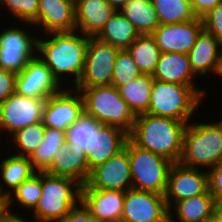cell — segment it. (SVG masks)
Instances as JSON below:
<instances>
[{
	"label": "cell",
	"instance_id": "6da1fadb",
	"mask_svg": "<svg viewBox=\"0 0 222 222\" xmlns=\"http://www.w3.org/2000/svg\"><path fill=\"white\" fill-rule=\"evenodd\" d=\"M77 33V30L52 32L45 34L49 35L46 37L47 39L37 35V56L50 68L61 85H64L65 83L62 81L67 79L73 82L71 86L74 87L84 70L86 49L90 37ZM67 76L70 78L68 79Z\"/></svg>",
	"mask_w": 222,
	"mask_h": 222
},
{
	"label": "cell",
	"instance_id": "7a4b0ae2",
	"mask_svg": "<svg viewBox=\"0 0 222 222\" xmlns=\"http://www.w3.org/2000/svg\"><path fill=\"white\" fill-rule=\"evenodd\" d=\"M186 122L148 113L136 116L129 138L139 147L179 163Z\"/></svg>",
	"mask_w": 222,
	"mask_h": 222
},
{
	"label": "cell",
	"instance_id": "3957f363",
	"mask_svg": "<svg viewBox=\"0 0 222 222\" xmlns=\"http://www.w3.org/2000/svg\"><path fill=\"white\" fill-rule=\"evenodd\" d=\"M222 162V119L213 123L187 124L179 163L185 167L209 170Z\"/></svg>",
	"mask_w": 222,
	"mask_h": 222
},
{
	"label": "cell",
	"instance_id": "277c9868",
	"mask_svg": "<svg viewBox=\"0 0 222 222\" xmlns=\"http://www.w3.org/2000/svg\"><path fill=\"white\" fill-rule=\"evenodd\" d=\"M75 179L41 171V198L32 211L35 222H60L81 201Z\"/></svg>",
	"mask_w": 222,
	"mask_h": 222
},
{
	"label": "cell",
	"instance_id": "5b68a950",
	"mask_svg": "<svg viewBox=\"0 0 222 222\" xmlns=\"http://www.w3.org/2000/svg\"><path fill=\"white\" fill-rule=\"evenodd\" d=\"M77 89L83 99L84 113L99 123L115 126L130 134L136 116L113 85L94 86Z\"/></svg>",
	"mask_w": 222,
	"mask_h": 222
},
{
	"label": "cell",
	"instance_id": "8992f818",
	"mask_svg": "<svg viewBox=\"0 0 222 222\" xmlns=\"http://www.w3.org/2000/svg\"><path fill=\"white\" fill-rule=\"evenodd\" d=\"M202 99L191 86L154 80L147 113L188 124Z\"/></svg>",
	"mask_w": 222,
	"mask_h": 222
},
{
	"label": "cell",
	"instance_id": "52a82bcc",
	"mask_svg": "<svg viewBox=\"0 0 222 222\" xmlns=\"http://www.w3.org/2000/svg\"><path fill=\"white\" fill-rule=\"evenodd\" d=\"M132 188L165 195L168 172L173 164L169 159L137 146L127 140Z\"/></svg>",
	"mask_w": 222,
	"mask_h": 222
},
{
	"label": "cell",
	"instance_id": "ba28073f",
	"mask_svg": "<svg viewBox=\"0 0 222 222\" xmlns=\"http://www.w3.org/2000/svg\"><path fill=\"white\" fill-rule=\"evenodd\" d=\"M119 48L90 37L86 49L84 70L73 88L111 85Z\"/></svg>",
	"mask_w": 222,
	"mask_h": 222
},
{
	"label": "cell",
	"instance_id": "9c48e42d",
	"mask_svg": "<svg viewBox=\"0 0 222 222\" xmlns=\"http://www.w3.org/2000/svg\"><path fill=\"white\" fill-rule=\"evenodd\" d=\"M17 27H6L0 32V68L16 74L37 56L38 39L36 35L29 34L25 27L19 28V24Z\"/></svg>",
	"mask_w": 222,
	"mask_h": 222
},
{
	"label": "cell",
	"instance_id": "30bf717a",
	"mask_svg": "<svg viewBox=\"0 0 222 222\" xmlns=\"http://www.w3.org/2000/svg\"><path fill=\"white\" fill-rule=\"evenodd\" d=\"M45 102L46 99L26 97L14 92L0 104V135L4 133L5 136L7 132V136H12L22 128L42 121Z\"/></svg>",
	"mask_w": 222,
	"mask_h": 222
},
{
	"label": "cell",
	"instance_id": "8fae6325",
	"mask_svg": "<svg viewBox=\"0 0 222 222\" xmlns=\"http://www.w3.org/2000/svg\"><path fill=\"white\" fill-rule=\"evenodd\" d=\"M63 89L46 99L42 122L45 127L67 131L84 113L83 99L80 92L71 87ZM65 88V89H64ZM74 89V90H73Z\"/></svg>",
	"mask_w": 222,
	"mask_h": 222
},
{
	"label": "cell",
	"instance_id": "7c38bea8",
	"mask_svg": "<svg viewBox=\"0 0 222 222\" xmlns=\"http://www.w3.org/2000/svg\"><path fill=\"white\" fill-rule=\"evenodd\" d=\"M200 169L185 167L180 163L171 165L164 195L169 211L177 202L199 196L208 190L207 170L203 172Z\"/></svg>",
	"mask_w": 222,
	"mask_h": 222
},
{
	"label": "cell",
	"instance_id": "4fadbf2b",
	"mask_svg": "<svg viewBox=\"0 0 222 222\" xmlns=\"http://www.w3.org/2000/svg\"><path fill=\"white\" fill-rule=\"evenodd\" d=\"M62 86L50 68L36 56L16 75L15 92L26 97L47 99L60 92Z\"/></svg>",
	"mask_w": 222,
	"mask_h": 222
},
{
	"label": "cell",
	"instance_id": "5bb4252c",
	"mask_svg": "<svg viewBox=\"0 0 222 222\" xmlns=\"http://www.w3.org/2000/svg\"><path fill=\"white\" fill-rule=\"evenodd\" d=\"M86 185L92 189L123 192L132 188L127 141L121 151L91 170Z\"/></svg>",
	"mask_w": 222,
	"mask_h": 222
},
{
	"label": "cell",
	"instance_id": "9a60e30c",
	"mask_svg": "<svg viewBox=\"0 0 222 222\" xmlns=\"http://www.w3.org/2000/svg\"><path fill=\"white\" fill-rule=\"evenodd\" d=\"M168 213L164 195L133 188L125 192L121 222H160Z\"/></svg>",
	"mask_w": 222,
	"mask_h": 222
},
{
	"label": "cell",
	"instance_id": "2e32d148",
	"mask_svg": "<svg viewBox=\"0 0 222 222\" xmlns=\"http://www.w3.org/2000/svg\"><path fill=\"white\" fill-rule=\"evenodd\" d=\"M204 30L202 18L183 23L159 25L151 34L161 53L188 54Z\"/></svg>",
	"mask_w": 222,
	"mask_h": 222
},
{
	"label": "cell",
	"instance_id": "e0dca14e",
	"mask_svg": "<svg viewBox=\"0 0 222 222\" xmlns=\"http://www.w3.org/2000/svg\"><path fill=\"white\" fill-rule=\"evenodd\" d=\"M125 192L81 186V202L96 222H121Z\"/></svg>",
	"mask_w": 222,
	"mask_h": 222
},
{
	"label": "cell",
	"instance_id": "ac0fdd59",
	"mask_svg": "<svg viewBox=\"0 0 222 222\" xmlns=\"http://www.w3.org/2000/svg\"><path fill=\"white\" fill-rule=\"evenodd\" d=\"M32 26H42L43 35L76 30L75 4L69 0H39L37 21Z\"/></svg>",
	"mask_w": 222,
	"mask_h": 222
},
{
	"label": "cell",
	"instance_id": "d6986e66",
	"mask_svg": "<svg viewBox=\"0 0 222 222\" xmlns=\"http://www.w3.org/2000/svg\"><path fill=\"white\" fill-rule=\"evenodd\" d=\"M45 172L75 179L81 185L86 184L91 173L86 152L79 146L68 142L58 149Z\"/></svg>",
	"mask_w": 222,
	"mask_h": 222
},
{
	"label": "cell",
	"instance_id": "ffe728a7",
	"mask_svg": "<svg viewBox=\"0 0 222 222\" xmlns=\"http://www.w3.org/2000/svg\"><path fill=\"white\" fill-rule=\"evenodd\" d=\"M152 77L162 82L191 86L203 99L207 96L205 90L194 85L197 76L191 69L188 54L161 53Z\"/></svg>",
	"mask_w": 222,
	"mask_h": 222
},
{
	"label": "cell",
	"instance_id": "44dd1931",
	"mask_svg": "<svg viewBox=\"0 0 222 222\" xmlns=\"http://www.w3.org/2000/svg\"><path fill=\"white\" fill-rule=\"evenodd\" d=\"M129 138V134L115 126L103 125L93 134L91 148L86 151L89 170L105 163L121 151Z\"/></svg>",
	"mask_w": 222,
	"mask_h": 222
},
{
	"label": "cell",
	"instance_id": "7402d4cb",
	"mask_svg": "<svg viewBox=\"0 0 222 222\" xmlns=\"http://www.w3.org/2000/svg\"><path fill=\"white\" fill-rule=\"evenodd\" d=\"M75 9L76 30L89 37H96L117 12L107 0H81Z\"/></svg>",
	"mask_w": 222,
	"mask_h": 222
},
{
	"label": "cell",
	"instance_id": "603a6c76",
	"mask_svg": "<svg viewBox=\"0 0 222 222\" xmlns=\"http://www.w3.org/2000/svg\"><path fill=\"white\" fill-rule=\"evenodd\" d=\"M221 53L222 42L203 30L188 53L194 74L208 79V73H216Z\"/></svg>",
	"mask_w": 222,
	"mask_h": 222
},
{
	"label": "cell",
	"instance_id": "cb8c5ba5",
	"mask_svg": "<svg viewBox=\"0 0 222 222\" xmlns=\"http://www.w3.org/2000/svg\"><path fill=\"white\" fill-rule=\"evenodd\" d=\"M5 158H1L2 161L0 162V182H3L0 183V193L6 199L22 182L29 179L36 171L32 167L28 157L12 154L11 156L7 155Z\"/></svg>",
	"mask_w": 222,
	"mask_h": 222
},
{
	"label": "cell",
	"instance_id": "d4e9b609",
	"mask_svg": "<svg viewBox=\"0 0 222 222\" xmlns=\"http://www.w3.org/2000/svg\"><path fill=\"white\" fill-rule=\"evenodd\" d=\"M173 214L178 222H211L216 211V202L207 190L204 194L181 200L174 205Z\"/></svg>",
	"mask_w": 222,
	"mask_h": 222
},
{
	"label": "cell",
	"instance_id": "484cf974",
	"mask_svg": "<svg viewBox=\"0 0 222 222\" xmlns=\"http://www.w3.org/2000/svg\"><path fill=\"white\" fill-rule=\"evenodd\" d=\"M153 81L152 75L141 74L129 83L118 87L120 96L135 116L148 112Z\"/></svg>",
	"mask_w": 222,
	"mask_h": 222
},
{
	"label": "cell",
	"instance_id": "4316f807",
	"mask_svg": "<svg viewBox=\"0 0 222 222\" xmlns=\"http://www.w3.org/2000/svg\"><path fill=\"white\" fill-rule=\"evenodd\" d=\"M140 34L136 28L117 11L96 36L101 42L111 44L120 50L127 49Z\"/></svg>",
	"mask_w": 222,
	"mask_h": 222
},
{
	"label": "cell",
	"instance_id": "83f0119b",
	"mask_svg": "<svg viewBox=\"0 0 222 222\" xmlns=\"http://www.w3.org/2000/svg\"><path fill=\"white\" fill-rule=\"evenodd\" d=\"M119 12L140 35H151L160 25L151 0H129Z\"/></svg>",
	"mask_w": 222,
	"mask_h": 222
},
{
	"label": "cell",
	"instance_id": "f1b7e54d",
	"mask_svg": "<svg viewBox=\"0 0 222 222\" xmlns=\"http://www.w3.org/2000/svg\"><path fill=\"white\" fill-rule=\"evenodd\" d=\"M65 142V131L46 127L41 145L28 157L34 170L36 172L45 171Z\"/></svg>",
	"mask_w": 222,
	"mask_h": 222
},
{
	"label": "cell",
	"instance_id": "f546056e",
	"mask_svg": "<svg viewBox=\"0 0 222 222\" xmlns=\"http://www.w3.org/2000/svg\"><path fill=\"white\" fill-rule=\"evenodd\" d=\"M127 50L142 74L153 75L159 62L161 51L152 35H140Z\"/></svg>",
	"mask_w": 222,
	"mask_h": 222
},
{
	"label": "cell",
	"instance_id": "4dcf8cb0",
	"mask_svg": "<svg viewBox=\"0 0 222 222\" xmlns=\"http://www.w3.org/2000/svg\"><path fill=\"white\" fill-rule=\"evenodd\" d=\"M160 25L192 21L197 18L189 0H151Z\"/></svg>",
	"mask_w": 222,
	"mask_h": 222
},
{
	"label": "cell",
	"instance_id": "1f68e13d",
	"mask_svg": "<svg viewBox=\"0 0 222 222\" xmlns=\"http://www.w3.org/2000/svg\"><path fill=\"white\" fill-rule=\"evenodd\" d=\"M14 193V194H13ZM41 198V171L33 174L29 179L22 182L6 198V211L11 210L12 204H19L23 209L33 211ZM17 201V202H15ZM10 208V209H9Z\"/></svg>",
	"mask_w": 222,
	"mask_h": 222
},
{
	"label": "cell",
	"instance_id": "d6a6232c",
	"mask_svg": "<svg viewBox=\"0 0 222 222\" xmlns=\"http://www.w3.org/2000/svg\"><path fill=\"white\" fill-rule=\"evenodd\" d=\"M103 126L96 119L83 113L79 119L67 128L66 142L79 146L84 152L91 148L93 134Z\"/></svg>",
	"mask_w": 222,
	"mask_h": 222
},
{
	"label": "cell",
	"instance_id": "836d02e7",
	"mask_svg": "<svg viewBox=\"0 0 222 222\" xmlns=\"http://www.w3.org/2000/svg\"><path fill=\"white\" fill-rule=\"evenodd\" d=\"M46 127L42 121L31 124L18 130L12 136L9 135L10 143L17 148V156L29 157L42 143Z\"/></svg>",
	"mask_w": 222,
	"mask_h": 222
},
{
	"label": "cell",
	"instance_id": "e575fe53",
	"mask_svg": "<svg viewBox=\"0 0 222 222\" xmlns=\"http://www.w3.org/2000/svg\"><path fill=\"white\" fill-rule=\"evenodd\" d=\"M141 74L142 72L134 62L128 50H119L113 69L111 85L118 88L119 86L134 80Z\"/></svg>",
	"mask_w": 222,
	"mask_h": 222
},
{
	"label": "cell",
	"instance_id": "d590c367",
	"mask_svg": "<svg viewBox=\"0 0 222 222\" xmlns=\"http://www.w3.org/2000/svg\"><path fill=\"white\" fill-rule=\"evenodd\" d=\"M5 5L8 13H12L23 26L33 25L37 21L39 0H0Z\"/></svg>",
	"mask_w": 222,
	"mask_h": 222
},
{
	"label": "cell",
	"instance_id": "8d00e7d4",
	"mask_svg": "<svg viewBox=\"0 0 222 222\" xmlns=\"http://www.w3.org/2000/svg\"><path fill=\"white\" fill-rule=\"evenodd\" d=\"M204 30L222 42V2L202 17Z\"/></svg>",
	"mask_w": 222,
	"mask_h": 222
},
{
	"label": "cell",
	"instance_id": "74e56055",
	"mask_svg": "<svg viewBox=\"0 0 222 222\" xmlns=\"http://www.w3.org/2000/svg\"><path fill=\"white\" fill-rule=\"evenodd\" d=\"M208 190L215 202L222 200V162L210 168L208 171Z\"/></svg>",
	"mask_w": 222,
	"mask_h": 222
},
{
	"label": "cell",
	"instance_id": "f35d334b",
	"mask_svg": "<svg viewBox=\"0 0 222 222\" xmlns=\"http://www.w3.org/2000/svg\"><path fill=\"white\" fill-rule=\"evenodd\" d=\"M16 73L0 68V104L15 92Z\"/></svg>",
	"mask_w": 222,
	"mask_h": 222
},
{
	"label": "cell",
	"instance_id": "ab89813d",
	"mask_svg": "<svg viewBox=\"0 0 222 222\" xmlns=\"http://www.w3.org/2000/svg\"><path fill=\"white\" fill-rule=\"evenodd\" d=\"M60 222H96V220L80 201Z\"/></svg>",
	"mask_w": 222,
	"mask_h": 222
},
{
	"label": "cell",
	"instance_id": "60d3db41",
	"mask_svg": "<svg viewBox=\"0 0 222 222\" xmlns=\"http://www.w3.org/2000/svg\"><path fill=\"white\" fill-rule=\"evenodd\" d=\"M194 14L202 18L204 17L213 7L222 2V0H189Z\"/></svg>",
	"mask_w": 222,
	"mask_h": 222
},
{
	"label": "cell",
	"instance_id": "b9f144b4",
	"mask_svg": "<svg viewBox=\"0 0 222 222\" xmlns=\"http://www.w3.org/2000/svg\"><path fill=\"white\" fill-rule=\"evenodd\" d=\"M16 212L4 211L0 215V222H30L24 219L23 217H20L19 214H15Z\"/></svg>",
	"mask_w": 222,
	"mask_h": 222
},
{
	"label": "cell",
	"instance_id": "7bdbcfd3",
	"mask_svg": "<svg viewBox=\"0 0 222 222\" xmlns=\"http://www.w3.org/2000/svg\"><path fill=\"white\" fill-rule=\"evenodd\" d=\"M107 2L116 10L120 11L129 0H107Z\"/></svg>",
	"mask_w": 222,
	"mask_h": 222
},
{
	"label": "cell",
	"instance_id": "ee69618b",
	"mask_svg": "<svg viewBox=\"0 0 222 222\" xmlns=\"http://www.w3.org/2000/svg\"><path fill=\"white\" fill-rule=\"evenodd\" d=\"M172 210L169 211V213L160 221V222H178L174 219L172 216Z\"/></svg>",
	"mask_w": 222,
	"mask_h": 222
},
{
	"label": "cell",
	"instance_id": "f6af8a7d",
	"mask_svg": "<svg viewBox=\"0 0 222 222\" xmlns=\"http://www.w3.org/2000/svg\"><path fill=\"white\" fill-rule=\"evenodd\" d=\"M215 74L219 75L222 78V53H221V56H220V59H219V62H218V67H217V70H216Z\"/></svg>",
	"mask_w": 222,
	"mask_h": 222
},
{
	"label": "cell",
	"instance_id": "bcb514c9",
	"mask_svg": "<svg viewBox=\"0 0 222 222\" xmlns=\"http://www.w3.org/2000/svg\"><path fill=\"white\" fill-rule=\"evenodd\" d=\"M211 222H222V215L215 211Z\"/></svg>",
	"mask_w": 222,
	"mask_h": 222
},
{
	"label": "cell",
	"instance_id": "7dc6e473",
	"mask_svg": "<svg viewBox=\"0 0 222 222\" xmlns=\"http://www.w3.org/2000/svg\"><path fill=\"white\" fill-rule=\"evenodd\" d=\"M6 210V199L0 193V211Z\"/></svg>",
	"mask_w": 222,
	"mask_h": 222
},
{
	"label": "cell",
	"instance_id": "c3c4849f",
	"mask_svg": "<svg viewBox=\"0 0 222 222\" xmlns=\"http://www.w3.org/2000/svg\"><path fill=\"white\" fill-rule=\"evenodd\" d=\"M216 211L222 215V200H219L217 203H216Z\"/></svg>",
	"mask_w": 222,
	"mask_h": 222
},
{
	"label": "cell",
	"instance_id": "681fc988",
	"mask_svg": "<svg viewBox=\"0 0 222 222\" xmlns=\"http://www.w3.org/2000/svg\"><path fill=\"white\" fill-rule=\"evenodd\" d=\"M69 1L73 2L76 5L81 0H69Z\"/></svg>",
	"mask_w": 222,
	"mask_h": 222
}]
</instances>
